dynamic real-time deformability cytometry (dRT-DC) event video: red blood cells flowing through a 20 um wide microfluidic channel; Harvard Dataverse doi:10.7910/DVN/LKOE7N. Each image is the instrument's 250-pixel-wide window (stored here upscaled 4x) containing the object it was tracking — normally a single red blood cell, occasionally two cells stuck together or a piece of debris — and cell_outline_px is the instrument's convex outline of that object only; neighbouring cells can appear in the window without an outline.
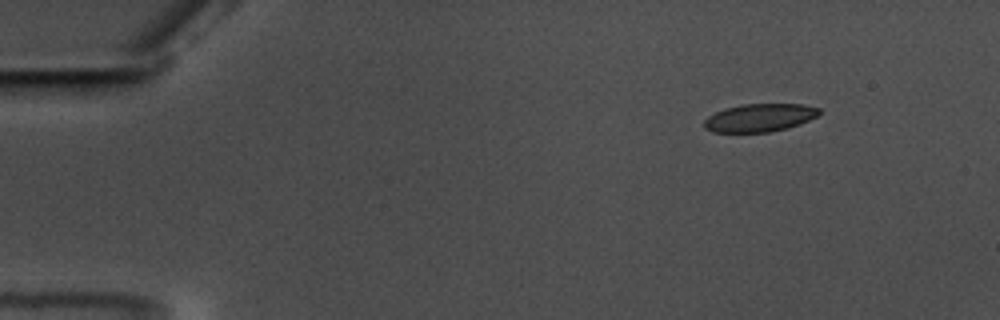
{"species": "common noctule bat (a hibernating species)", "species_latin": "Nyctalus noctula", "temperature_condition": "warm", "stored_images_in_passage": 52, "camera_frame_rate_fps": 3000, "um_per_image_px": 0.085, "animal": {"sex": "male", "body_mass_g": 17.5, "forearm_length_mm": 52.3}, "frame": {"image": 1, "passage_image": 1, "time_ms": 0.0, "image_size_px": [1000, 320], "cell_outline_px": [[820, 112], [816, 116], [800, 124], [788, 128], [768, 132], [712, 132], [704, 128], [704, 120], [708, 116], [724, 108], [740, 104], [804, 104], [820, 108]], "centroid_in_image_um": [64.55, 10.0], "position_along_channel_um": 20.4, "area_um2": 18.84}}
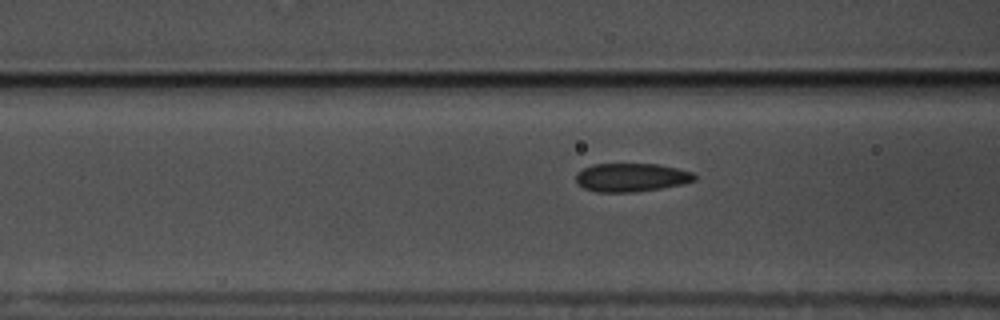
{"frame": {"image": 2, "passage_image": 17, "time_ms": 5.333, "image_size_px": [1000, 320], "cell_outline_px": [[696, 180], [684, 184], [660, 188], [632, 192], [596, 192], [584, 188], [576, 180], [576, 172], [592, 164], [656, 164], [676, 168], [692, 172], [696, 176]], "centroid_in_image_um": [53.66, 15.08], "position_along_channel_um": 112.9, "area_um2": 19.59}}
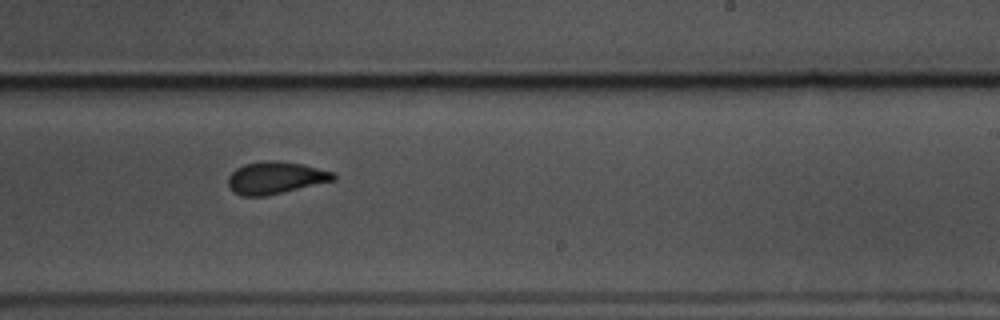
{"frame": {"image": 3, "passage_image": 30, "time_ms": 9.667, "image_size_px": [1000, 320], "cell_outline_px": [[336, 180], [268, 196], [240, 196], [232, 192], [228, 184], [228, 176], [236, 168], [244, 164], [264, 160], [276, 160], [304, 164], [336, 172]], "centroid_in_image_um": [23.44, 15.11], "position_along_channel_um": 265.6, "area_um2": 20.23}, "authors_computed_cell_mechanics": {"area_um2": 19.5653, "velocity_mm_per_s": 3.53, "shape_relaxation_time_tau1_ms": 4.0886, "shape_relaxation_time_tau2_ms": 1.1235, "deformation_change_tau1": 0.1416, "deformation_change_tau2": 0.0867}}